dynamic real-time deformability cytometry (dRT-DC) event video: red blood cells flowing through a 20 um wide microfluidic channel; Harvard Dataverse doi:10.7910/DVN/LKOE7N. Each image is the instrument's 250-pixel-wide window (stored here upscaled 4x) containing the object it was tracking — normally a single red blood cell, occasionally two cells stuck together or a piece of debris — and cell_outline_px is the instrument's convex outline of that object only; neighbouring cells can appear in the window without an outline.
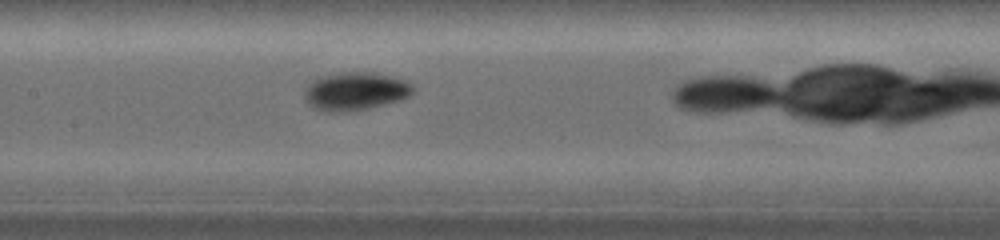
{"species": "common noctule bat (a hibernating species)", "species_latin": "Nyctalus noctula", "temperature_condition": "warm", "stored_images_in_passage": 4, "camera_frame_rate_fps": 5000, "um_per_image_px": 0.085, "animal": {"sex": "female", "body_mass_g": 19.0, "forearm_length_mm": 53.3}, "frame": {"image": 1, "passage_image": 4, "time_ms": 2.6, "image_size_px": [1000, 240], "cell_outline_px": [[416, 92], [400, 100], [368, 108], [344, 112], [324, 112], [312, 108], [308, 104], [304, 96], [304, 88], [312, 80], [324, 76], [344, 72], [368, 72], [388, 76], [404, 80], [412, 84]], "centroid_in_image_um": [30.17, 7.77], "position_along_channel_um": 177.2, "area_um2": 24.1}}